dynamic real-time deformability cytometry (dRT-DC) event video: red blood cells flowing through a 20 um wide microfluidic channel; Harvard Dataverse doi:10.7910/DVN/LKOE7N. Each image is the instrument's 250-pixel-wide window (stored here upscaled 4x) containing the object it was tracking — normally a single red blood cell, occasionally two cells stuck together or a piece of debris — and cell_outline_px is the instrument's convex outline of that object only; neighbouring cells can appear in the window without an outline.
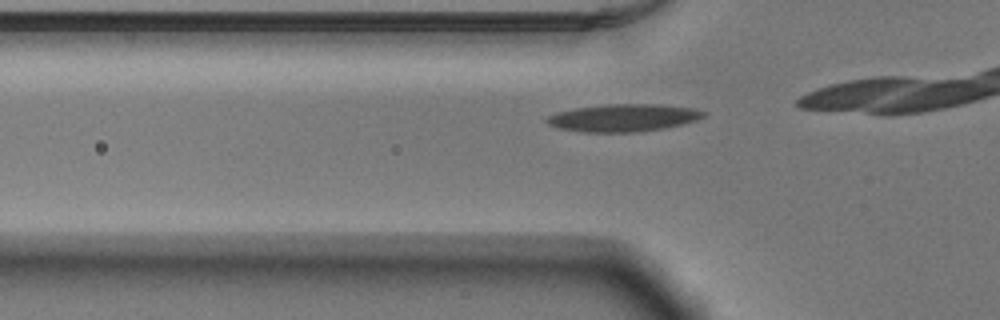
{"species": "Egyptian fruit bat (a non-hibernating species)", "species_latin": "Rousettus aegyptiacus", "temperature_condition": "warm", "stored_images_in_passage": 7, "camera_frame_rate_fps": 3000, "um_per_image_px": 0.085, "animal": {"sex": "male"}, "frame": {"image": 1, "passage_image": 2, "time_ms": 0.333, "image_size_px": [1000, 320], "cell_outline_px": [[704, 116], [696, 120], [664, 128], [636, 132], [584, 132], [556, 128], [548, 124], [544, 120], [548, 116], [556, 112], [576, 108], [608, 104], [660, 104], [692, 108], [704, 112]], "centroid_in_image_um": [52.92, 10.01], "position_along_channel_um": 72.9, "area_um2": 24.97}}
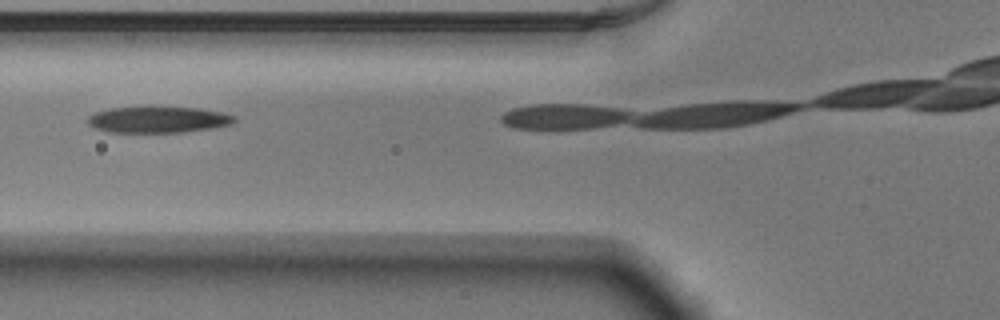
{"frame": {"image": 2, "passage_image": 5, "time_ms": 1.333, "image_size_px": [1000, 320], "cell_outline_px": [[236, 120], [232, 124], [216, 128], [184, 132], [108, 132], [96, 128], [88, 124], [84, 120], [88, 116], [96, 112], [112, 108], [200, 108], [224, 112], [236, 116]], "centroid_in_image_um": [13.49, 10.18], "position_along_channel_um": 112.3, "area_um2": 22.37}}